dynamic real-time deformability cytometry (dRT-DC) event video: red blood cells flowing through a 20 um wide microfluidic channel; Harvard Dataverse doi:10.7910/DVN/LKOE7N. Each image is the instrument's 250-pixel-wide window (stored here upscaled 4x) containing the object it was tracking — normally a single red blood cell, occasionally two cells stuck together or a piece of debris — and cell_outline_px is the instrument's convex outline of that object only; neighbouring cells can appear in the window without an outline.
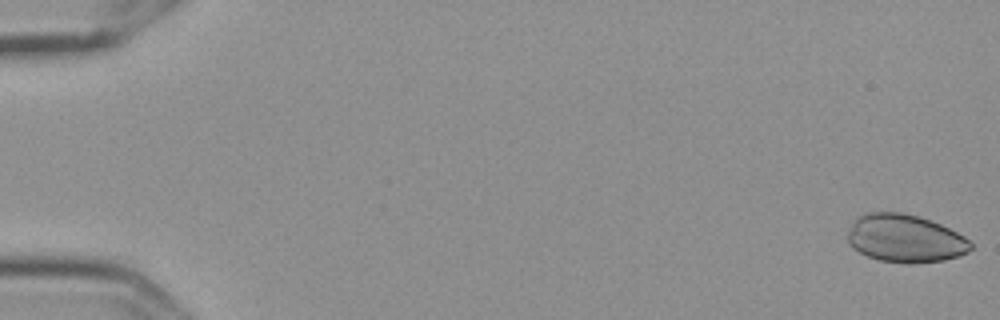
{"species": "Egyptian fruit bat (a non-hibernating species)", "species_latin": "Rousettus aegyptiacus", "temperature_condition": "cold", "stored_images_in_passage": 57, "camera_frame_rate_fps": 3000, "um_per_image_px": 0.085, "frame": {"image": 1, "passage_image": 1, "time_ms": 0.0, "image_size_px": [1000, 320], "cell_outline_px": [[972, 248], [968, 252], [960, 256], [944, 260], [912, 264], [904, 264], [880, 260], [868, 256], [852, 248], [848, 244], [848, 232], [852, 224], [864, 212], [900, 212], [920, 216], [940, 224], [964, 236], [972, 244]], "centroid_in_image_um": [76.94, 20.28], "position_along_channel_um": 8.1, "area_um2": 34.51}}
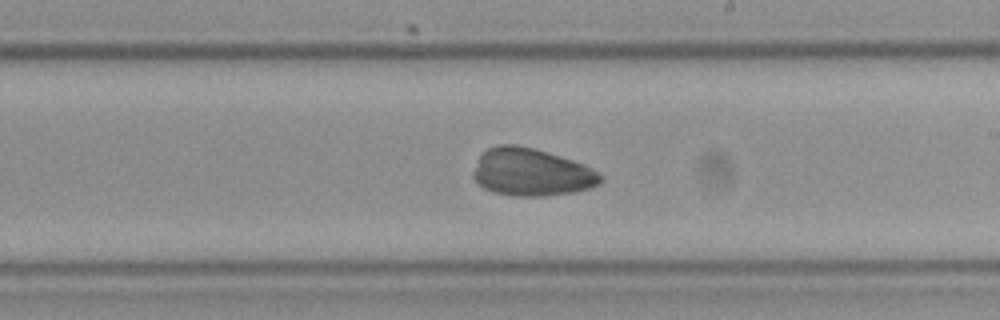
{"frame": {"image": 2, "passage_image": 34, "time_ms": 11.0, "image_size_px": [1000, 320], "cell_outline_px": [[604, 180], [600, 184], [592, 188], [576, 192], [544, 196], [512, 196], [492, 192], [484, 188], [472, 176], [480, 152], [488, 148], [500, 144], [516, 144], [532, 148], [560, 156], [584, 164], [592, 168], [604, 176]], "centroid_in_image_um": [45.2, 14.65], "position_along_channel_um": 243.8, "area_um2": 35.6}}
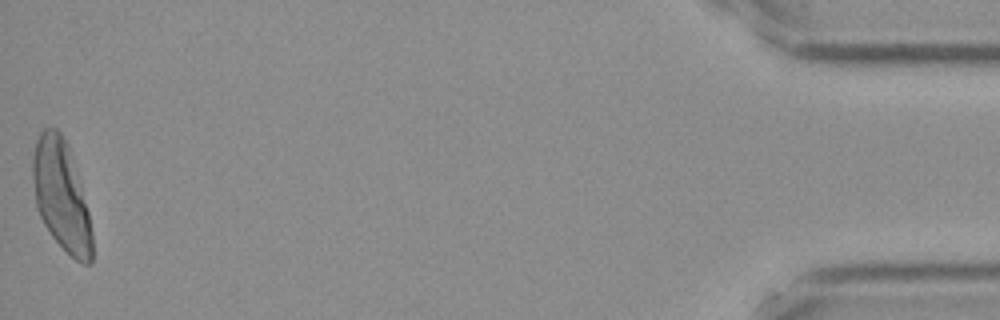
{"frame": {"image": 3, "passage_image": 57, "time_ms": 18.667, "image_size_px": [1000, 320], "cell_outline_px": [[92, 264], [84, 264], [76, 260], [52, 236], [44, 224], [36, 208], [32, 176], [32, 156], [36, 140], [40, 132], [44, 128], [56, 128], [60, 132], [68, 148], [80, 184], [88, 212], [92, 232]], "centroid_in_image_um": [5.18, 16.63], "position_along_channel_um": 430.0, "area_um2": 37.57}}